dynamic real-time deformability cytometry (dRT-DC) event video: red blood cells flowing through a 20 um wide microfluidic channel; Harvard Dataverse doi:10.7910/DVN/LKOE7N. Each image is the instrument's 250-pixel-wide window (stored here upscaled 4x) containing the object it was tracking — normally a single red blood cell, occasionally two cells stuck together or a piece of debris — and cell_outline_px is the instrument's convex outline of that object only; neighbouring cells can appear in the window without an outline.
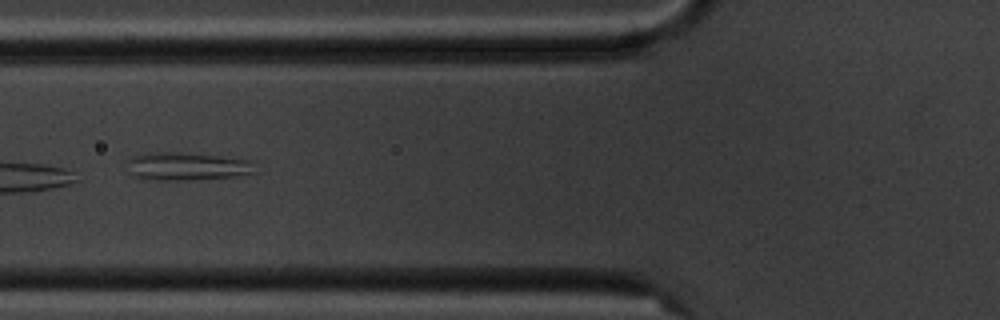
{"species": "common noctule bat (a hibernating species)", "species_latin": "Nyctalus noctula", "temperature_condition": "cold", "stored_images_in_passage": 8, "camera_frame_rate_fps": 3000, "um_per_image_px": 0.085, "animal": {"sex": "male", "body_mass_g": 20.1, "forearm_length_mm": 53.5}, "frame": {"image": 1, "passage_image": 4, "time_ms": 3.667, "image_size_px": [1000, 320], "cell_outline_px": [[260, 172], [236, 176], [184, 180], [144, 180], [128, 172], [128, 160], [132, 156], [148, 152], [180, 152], [252, 160]], "centroid_in_image_um": [15.91, 14.14], "position_along_channel_um": 109.9, "area_um2": 21.15}}
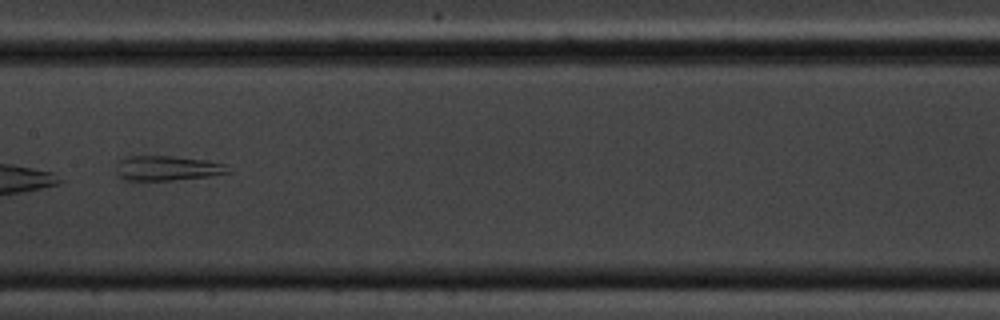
{"frame": {"image": 2, "passage_image": 6, "time_ms": 6.0, "image_size_px": [1000, 320], "cell_outline_px": [[232, 172], [208, 176], [172, 180], [124, 180], [116, 172], [116, 164], [124, 156], [176, 156], [208, 160], [224, 164]], "centroid_in_image_um": [14.2, 14.28], "position_along_channel_um": 193.2, "area_um2": 16.24}}